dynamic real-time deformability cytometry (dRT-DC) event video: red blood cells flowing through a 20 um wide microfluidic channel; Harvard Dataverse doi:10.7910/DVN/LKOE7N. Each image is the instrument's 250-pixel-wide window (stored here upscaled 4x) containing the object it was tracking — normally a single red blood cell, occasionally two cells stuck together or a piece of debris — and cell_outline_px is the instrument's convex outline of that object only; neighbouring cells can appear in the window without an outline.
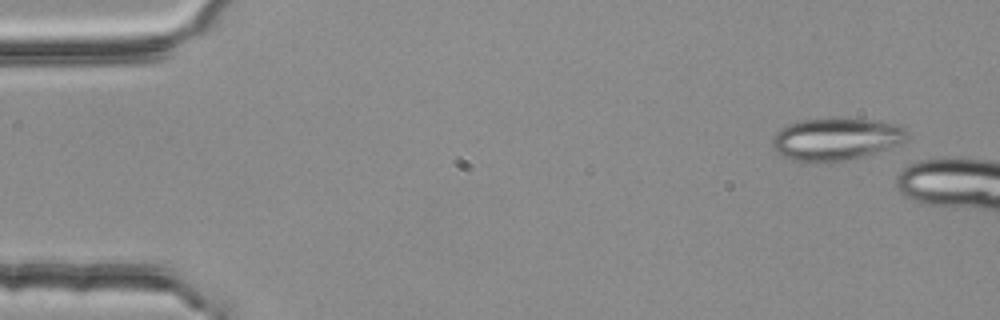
{"species": "common noctule bat (a hibernating species)", "species_latin": "Nyctalus noctula", "temperature_condition": "room temperature", "stored_images_in_passage": 4, "camera_frame_rate_fps": 3000, "um_per_image_px": 0.085, "animal": {"sex": "female", "body_mass_g": 25.1}, "frame": {"image": 1, "passage_image": 1, "time_ms": 0.0, "image_size_px": [1000, 320], "cell_outline_px": [[908, 136], [900, 144], [864, 156], [848, 160], [792, 160], [776, 152], [772, 144], [772, 136], [780, 128], [788, 124], [800, 120], [832, 116], [848, 116], [880, 120], [896, 124], [904, 128], [908, 132]], "centroid_in_image_um": [71.08, 11.74], "position_along_channel_um": 13.9, "area_um2": 33.81}}